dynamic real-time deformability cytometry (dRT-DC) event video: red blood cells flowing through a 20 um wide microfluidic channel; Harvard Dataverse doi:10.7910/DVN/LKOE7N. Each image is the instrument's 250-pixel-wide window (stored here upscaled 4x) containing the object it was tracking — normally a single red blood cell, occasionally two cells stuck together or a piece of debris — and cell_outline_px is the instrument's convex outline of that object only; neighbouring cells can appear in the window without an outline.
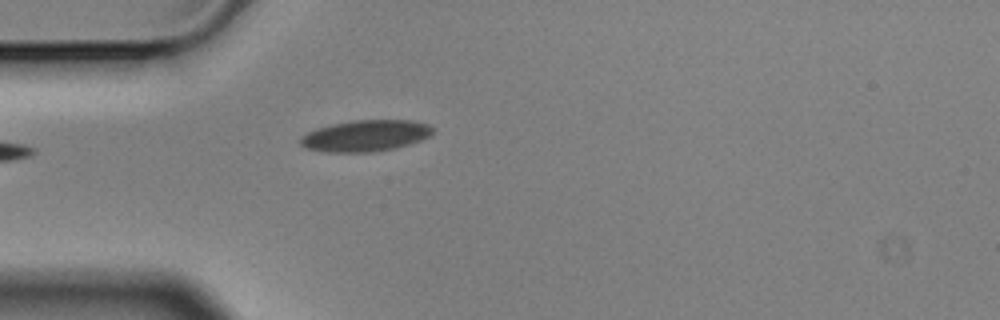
{"species": "Egyptian fruit bat (a non-hibernating species)", "species_latin": "Rousettus aegyptiacus", "temperature_condition": "cold", "stored_images_in_passage": 2, "camera_frame_rate_fps": 3000, "um_per_image_px": 0.085, "animal": {"sex": "male"}, "frame": {"image": 1, "passage_image": 2, "time_ms": 0.333, "image_size_px": [1000, 320], "cell_outline_px": [[432, 132], [428, 136], [420, 140], [396, 148], [372, 152], [324, 152], [308, 148], [300, 144], [300, 136], [316, 128], [332, 124], [352, 120], [412, 120], [428, 124], [432, 128]], "centroid_in_image_um": [31.04, 11.53], "position_along_channel_um": 54.0, "area_um2": 24.1}}